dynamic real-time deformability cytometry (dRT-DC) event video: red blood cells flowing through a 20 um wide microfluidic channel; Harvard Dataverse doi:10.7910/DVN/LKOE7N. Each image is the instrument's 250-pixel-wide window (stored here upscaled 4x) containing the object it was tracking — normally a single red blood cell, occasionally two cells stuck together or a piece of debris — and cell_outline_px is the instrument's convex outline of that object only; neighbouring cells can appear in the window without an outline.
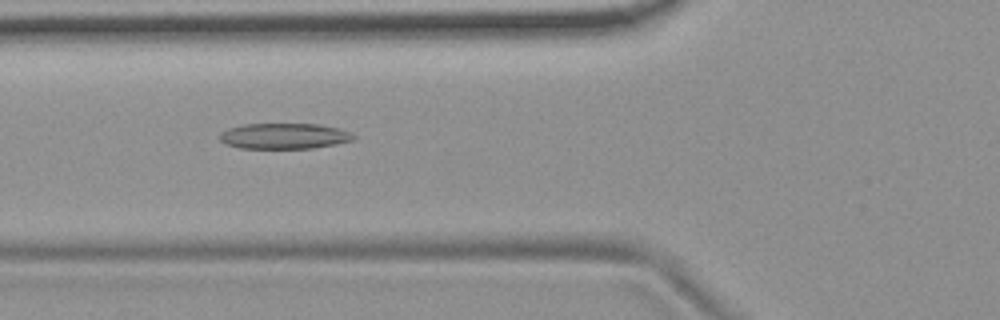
{"species": "common noctule bat (a hibernating species)", "species_latin": "Nyctalus noctula", "temperature_condition": "room temperature", "stored_images_in_passage": 45, "camera_frame_rate_fps": 3000, "um_per_image_px": 0.085, "animal": {"sex": "female", "body_mass_g": 19.9}, "frame": {"image": 1, "passage_image": 11, "time_ms": 3.333, "image_size_px": [1000, 320], "cell_outline_px": [[356, 136], [352, 140], [336, 144], [312, 148], [240, 148], [224, 144], [220, 140], [220, 132], [228, 128], [240, 124], [320, 124], [340, 128], [352, 132]], "centroid_in_image_um": [24.15, 11.55], "position_along_channel_um": 101.6, "area_um2": 20.23}}
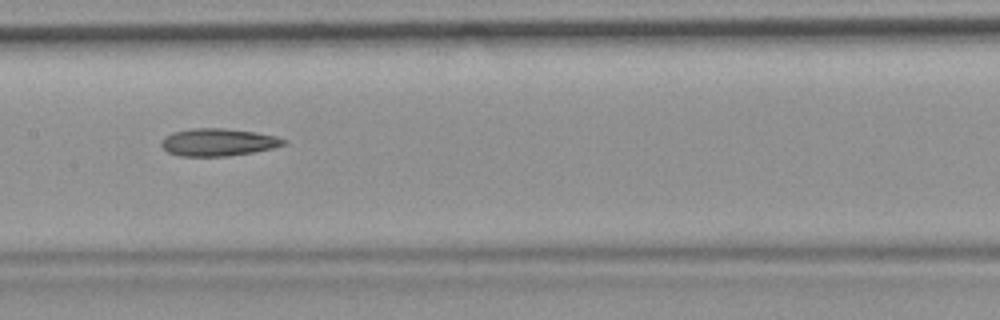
{"frame": {"image": 2, "passage_image": 18, "time_ms": 5.667, "image_size_px": [1000, 320], "cell_outline_px": [[288, 140], [284, 144], [272, 148], [252, 152], [228, 156], [180, 156], [168, 152], [160, 144], [160, 140], [164, 136], [172, 132], [192, 128], [224, 128], [256, 132], [276, 136]], "centroid_in_image_um": [18.51, 12.08], "position_along_channel_um": 188.9, "area_um2": 19.65}}
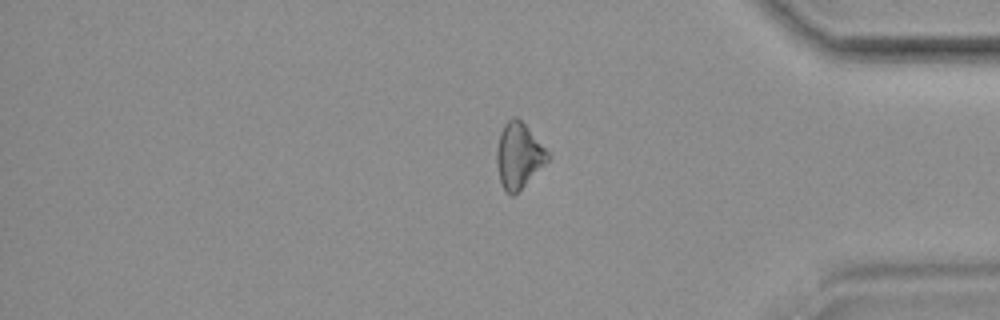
{"frame": {"image": 3, "passage_image": 36, "time_ms": 11.667, "image_size_px": [1000, 320], "cell_outline_px": [[552, 156], [512, 196], [504, 188], [500, 180], [496, 164], [496, 148], [500, 132], [504, 124], [512, 116], [516, 116], [528, 128]], "centroid_in_image_um": [44.06, 13.17], "position_along_channel_um": 391.1, "area_um2": 19.02}, "authors_computed_cell_mechanics": {"area_um2": 19.5942, "velocity_mm_per_s": 3.7337, "shape_relaxation_time_tau1_ms": null, "shape_relaxation_time_tau2_ms": 7.6082, "deformation_change_tau1": null, "deformation_change_tau2": 0.1968}}